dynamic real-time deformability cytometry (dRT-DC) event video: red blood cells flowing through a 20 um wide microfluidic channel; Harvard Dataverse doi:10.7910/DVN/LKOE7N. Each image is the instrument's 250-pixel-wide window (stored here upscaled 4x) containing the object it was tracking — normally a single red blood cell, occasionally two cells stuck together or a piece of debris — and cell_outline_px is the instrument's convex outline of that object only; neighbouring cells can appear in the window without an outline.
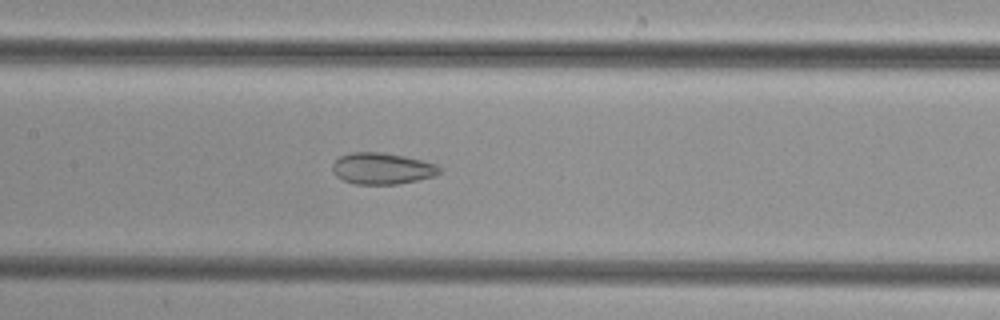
{"species": "common noctule bat (a hibernating species)", "species_latin": "Nyctalus noctula", "temperature_condition": "cold", "stored_images_in_passage": 40, "segment_of_instrument_passage": [2, 2], "camera_frame_rate_fps": 3000, "um_per_image_px": 0.085, "animal": {"sex": "female", "body_mass_g": 29.2, "forearm_length_mm": 56.3}, "frame": {"image": 1, "passage_image": 25, "time_ms": 8.0, "image_size_px": [1000, 320], "cell_outline_px": [[440, 172], [436, 176], [396, 184], [356, 184], [344, 180], [336, 176], [332, 168], [332, 164], [340, 156], [352, 152], [380, 152], [404, 156], [436, 164], [440, 168]], "centroid_in_image_um": [32.47, 14.32], "position_along_channel_um": 174.9, "area_um2": 19.42}}
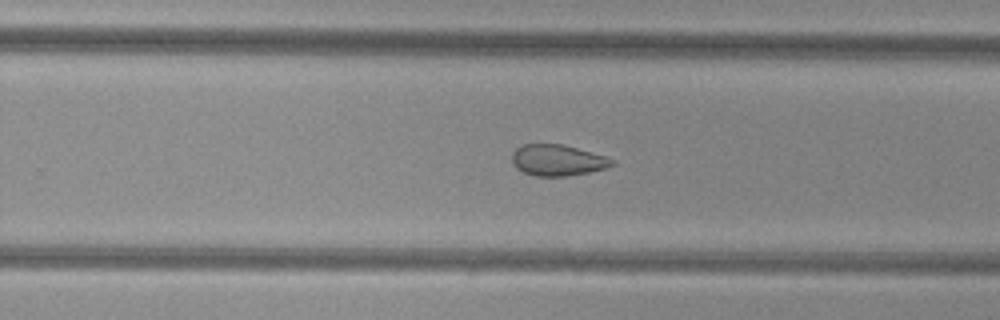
{"frame": {"image": 2, "passage_image": 33, "time_ms": 10.667, "image_size_px": [1000, 320], "cell_outline_px": [[616, 164], [608, 168], [588, 172], [564, 176], [536, 176], [524, 172], [516, 168], [512, 164], [512, 152], [516, 148], [524, 144], [564, 144], [604, 156], [616, 160]], "centroid_in_image_um": [47.4, 13.61], "position_along_channel_um": 282.4, "area_um2": 18.21}}
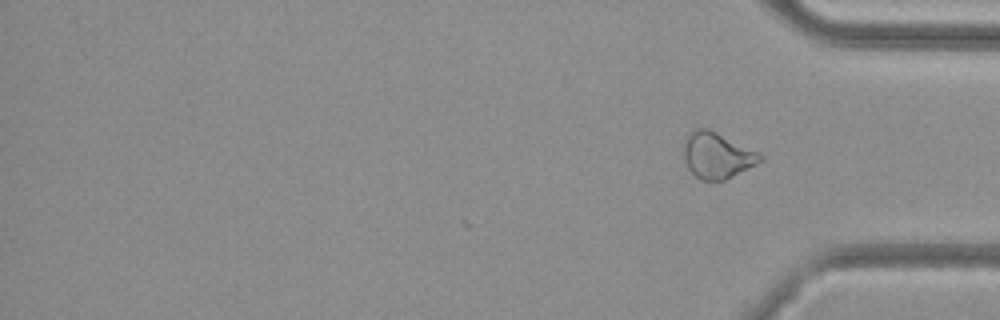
{"frame": {"image": 3, "passage_image": 40, "time_ms": 13.0, "image_size_px": [1000, 320], "cell_outline_px": [[764, 160], [724, 180], [700, 180], [688, 168], [684, 156], [684, 136], [688, 132], [696, 128], [708, 128], [760, 152], [764, 156]], "centroid_in_image_um": [60.95, 13.18], "position_along_channel_um": 374.2, "area_um2": 20.58}}